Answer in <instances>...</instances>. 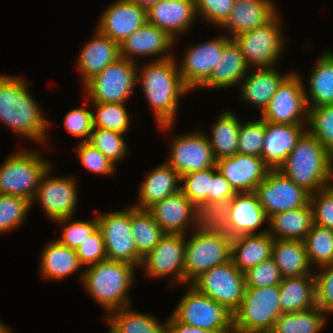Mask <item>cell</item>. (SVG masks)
Segmentation results:
<instances>
[{
  "instance_id": "cell-46",
  "label": "cell",
  "mask_w": 333,
  "mask_h": 333,
  "mask_svg": "<svg viewBox=\"0 0 333 333\" xmlns=\"http://www.w3.org/2000/svg\"><path fill=\"white\" fill-rule=\"evenodd\" d=\"M31 208L28 199L0 194V234L17 229Z\"/></svg>"
},
{
  "instance_id": "cell-11",
  "label": "cell",
  "mask_w": 333,
  "mask_h": 333,
  "mask_svg": "<svg viewBox=\"0 0 333 333\" xmlns=\"http://www.w3.org/2000/svg\"><path fill=\"white\" fill-rule=\"evenodd\" d=\"M279 13L267 24L243 32L232 39L239 46L247 65L251 68L274 67L284 48ZM281 27V28H280Z\"/></svg>"
},
{
  "instance_id": "cell-22",
  "label": "cell",
  "mask_w": 333,
  "mask_h": 333,
  "mask_svg": "<svg viewBox=\"0 0 333 333\" xmlns=\"http://www.w3.org/2000/svg\"><path fill=\"white\" fill-rule=\"evenodd\" d=\"M216 167L236 193L254 192L270 170L262 158L241 153L217 160Z\"/></svg>"
},
{
  "instance_id": "cell-18",
  "label": "cell",
  "mask_w": 333,
  "mask_h": 333,
  "mask_svg": "<svg viewBox=\"0 0 333 333\" xmlns=\"http://www.w3.org/2000/svg\"><path fill=\"white\" fill-rule=\"evenodd\" d=\"M230 40V36L226 34L188 47L183 60L177 65L182 80L190 91L194 88L200 90L209 79L215 64L222 58L224 46Z\"/></svg>"
},
{
  "instance_id": "cell-9",
  "label": "cell",
  "mask_w": 333,
  "mask_h": 333,
  "mask_svg": "<svg viewBox=\"0 0 333 333\" xmlns=\"http://www.w3.org/2000/svg\"><path fill=\"white\" fill-rule=\"evenodd\" d=\"M120 57L85 85L91 102L126 103L137 84V63Z\"/></svg>"
},
{
  "instance_id": "cell-23",
  "label": "cell",
  "mask_w": 333,
  "mask_h": 333,
  "mask_svg": "<svg viewBox=\"0 0 333 333\" xmlns=\"http://www.w3.org/2000/svg\"><path fill=\"white\" fill-rule=\"evenodd\" d=\"M176 41L166 31L146 22L120 43V56L133 62L134 56L143 55L158 56L156 60L167 59L173 57L169 51Z\"/></svg>"
},
{
  "instance_id": "cell-40",
  "label": "cell",
  "mask_w": 333,
  "mask_h": 333,
  "mask_svg": "<svg viewBox=\"0 0 333 333\" xmlns=\"http://www.w3.org/2000/svg\"><path fill=\"white\" fill-rule=\"evenodd\" d=\"M327 315L317 306L294 313L281 314L275 322L278 333H320Z\"/></svg>"
},
{
  "instance_id": "cell-60",
  "label": "cell",
  "mask_w": 333,
  "mask_h": 333,
  "mask_svg": "<svg viewBox=\"0 0 333 333\" xmlns=\"http://www.w3.org/2000/svg\"><path fill=\"white\" fill-rule=\"evenodd\" d=\"M107 333H118V332L110 326V330Z\"/></svg>"
},
{
  "instance_id": "cell-16",
  "label": "cell",
  "mask_w": 333,
  "mask_h": 333,
  "mask_svg": "<svg viewBox=\"0 0 333 333\" xmlns=\"http://www.w3.org/2000/svg\"><path fill=\"white\" fill-rule=\"evenodd\" d=\"M186 235L165 234L160 242L141 261L147 277L171 276L175 285L185 283ZM177 282V283H176Z\"/></svg>"
},
{
  "instance_id": "cell-57",
  "label": "cell",
  "mask_w": 333,
  "mask_h": 333,
  "mask_svg": "<svg viewBox=\"0 0 333 333\" xmlns=\"http://www.w3.org/2000/svg\"><path fill=\"white\" fill-rule=\"evenodd\" d=\"M168 333H214L212 331L178 322L172 315L167 319Z\"/></svg>"
},
{
  "instance_id": "cell-15",
  "label": "cell",
  "mask_w": 333,
  "mask_h": 333,
  "mask_svg": "<svg viewBox=\"0 0 333 333\" xmlns=\"http://www.w3.org/2000/svg\"><path fill=\"white\" fill-rule=\"evenodd\" d=\"M267 217L294 210L310 203L311 193L278 169H270L254 191Z\"/></svg>"
},
{
  "instance_id": "cell-20",
  "label": "cell",
  "mask_w": 333,
  "mask_h": 333,
  "mask_svg": "<svg viewBox=\"0 0 333 333\" xmlns=\"http://www.w3.org/2000/svg\"><path fill=\"white\" fill-rule=\"evenodd\" d=\"M204 134L195 131L171 139L167 163L181 176L216 166L212 148Z\"/></svg>"
},
{
  "instance_id": "cell-55",
  "label": "cell",
  "mask_w": 333,
  "mask_h": 333,
  "mask_svg": "<svg viewBox=\"0 0 333 333\" xmlns=\"http://www.w3.org/2000/svg\"><path fill=\"white\" fill-rule=\"evenodd\" d=\"M76 254L83 266L97 264L106 260V251L102 234L97 228L77 249Z\"/></svg>"
},
{
  "instance_id": "cell-28",
  "label": "cell",
  "mask_w": 333,
  "mask_h": 333,
  "mask_svg": "<svg viewBox=\"0 0 333 333\" xmlns=\"http://www.w3.org/2000/svg\"><path fill=\"white\" fill-rule=\"evenodd\" d=\"M181 175L167 162L156 166L139 185V202L133 204L138 209H148L181 190ZM179 183V184H178Z\"/></svg>"
},
{
  "instance_id": "cell-4",
  "label": "cell",
  "mask_w": 333,
  "mask_h": 333,
  "mask_svg": "<svg viewBox=\"0 0 333 333\" xmlns=\"http://www.w3.org/2000/svg\"><path fill=\"white\" fill-rule=\"evenodd\" d=\"M134 269V265L106 259L87 266L79 280L87 293L109 314L130 306L127 293L134 282Z\"/></svg>"
},
{
  "instance_id": "cell-37",
  "label": "cell",
  "mask_w": 333,
  "mask_h": 333,
  "mask_svg": "<svg viewBox=\"0 0 333 333\" xmlns=\"http://www.w3.org/2000/svg\"><path fill=\"white\" fill-rule=\"evenodd\" d=\"M211 127V137L207 139L215 160L232 157L238 153L240 120L230 110L221 113Z\"/></svg>"
},
{
  "instance_id": "cell-31",
  "label": "cell",
  "mask_w": 333,
  "mask_h": 333,
  "mask_svg": "<svg viewBox=\"0 0 333 333\" xmlns=\"http://www.w3.org/2000/svg\"><path fill=\"white\" fill-rule=\"evenodd\" d=\"M274 238L268 233L232 238L231 261L243 273L272 257Z\"/></svg>"
},
{
  "instance_id": "cell-24",
  "label": "cell",
  "mask_w": 333,
  "mask_h": 333,
  "mask_svg": "<svg viewBox=\"0 0 333 333\" xmlns=\"http://www.w3.org/2000/svg\"><path fill=\"white\" fill-rule=\"evenodd\" d=\"M146 15L147 23L166 31L177 40L178 35L191 29L197 18L195 0H161L150 6Z\"/></svg>"
},
{
  "instance_id": "cell-45",
  "label": "cell",
  "mask_w": 333,
  "mask_h": 333,
  "mask_svg": "<svg viewBox=\"0 0 333 333\" xmlns=\"http://www.w3.org/2000/svg\"><path fill=\"white\" fill-rule=\"evenodd\" d=\"M307 131L333 155V104L308 110Z\"/></svg>"
},
{
  "instance_id": "cell-14",
  "label": "cell",
  "mask_w": 333,
  "mask_h": 333,
  "mask_svg": "<svg viewBox=\"0 0 333 333\" xmlns=\"http://www.w3.org/2000/svg\"><path fill=\"white\" fill-rule=\"evenodd\" d=\"M191 285L231 313L240 306L246 288L244 273L231 260L202 273Z\"/></svg>"
},
{
  "instance_id": "cell-32",
  "label": "cell",
  "mask_w": 333,
  "mask_h": 333,
  "mask_svg": "<svg viewBox=\"0 0 333 333\" xmlns=\"http://www.w3.org/2000/svg\"><path fill=\"white\" fill-rule=\"evenodd\" d=\"M268 233L274 239L304 241L314 225L313 210L306 206L282 211L269 217Z\"/></svg>"
},
{
  "instance_id": "cell-42",
  "label": "cell",
  "mask_w": 333,
  "mask_h": 333,
  "mask_svg": "<svg viewBox=\"0 0 333 333\" xmlns=\"http://www.w3.org/2000/svg\"><path fill=\"white\" fill-rule=\"evenodd\" d=\"M304 243L312 266L322 267L333 262V230L314 224Z\"/></svg>"
},
{
  "instance_id": "cell-1",
  "label": "cell",
  "mask_w": 333,
  "mask_h": 333,
  "mask_svg": "<svg viewBox=\"0 0 333 333\" xmlns=\"http://www.w3.org/2000/svg\"><path fill=\"white\" fill-rule=\"evenodd\" d=\"M137 74L144 97L154 112L155 121L163 131L173 127L180 97L190 90L184 84L175 56L151 60Z\"/></svg>"
},
{
  "instance_id": "cell-53",
  "label": "cell",
  "mask_w": 333,
  "mask_h": 333,
  "mask_svg": "<svg viewBox=\"0 0 333 333\" xmlns=\"http://www.w3.org/2000/svg\"><path fill=\"white\" fill-rule=\"evenodd\" d=\"M85 108L86 106L71 109L64 117V128L66 131L71 136L82 137L81 142H87L94 129L93 112Z\"/></svg>"
},
{
  "instance_id": "cell-48",
  "label": "cell",
  "mask_w": 333,
  "mask_h": 333,
  "mask_svg": "<svg viewBox=\"0 0 333 333\" xmlns=\"http://www.w3.org/2000/svg\"><path fill=\"white\" fill-rule=\"evenodd\" d=\"M265 134V120L247 121L240 124L238 153L261 158Z\"/></svg>"
},
{
  "instance_id": "cell-39",
  "label": "cell",
  "mask_w": 333,
  "mask_h": 333,
  "mask_svg": "<svg viewBox=\"0 0 333 333\" xmlns=\"http://www.w3.org/2000/svg\"><path fill=\"white\" fill-rule=\"evenodd\" d=\"M131 228L137 253L143 258L165 235L147 209H138L131 205Z\"/></svg>"
},
{
  "instance_id": "cell-41",
  "label": "cell",
  "mask_w": 333,
  "mask_h": 333,
  "mask_svg": "<svg viewBox=\"0 0 333 333\" xmlns=\"http://www.w3.org/2000/svg\"><path fill=\"white\" fill-rule=\"evenodd\" d=\"M212 167L181 176V191L206 217L211 218Z\"/></svg>"
},
{
  "instance_id": "cell-25",
  "label": "cell",
  "mask_w": 333,
  "mask_h": 333,
  "mask_svg": "<svg viewBox=\"0 0 333 333\" xmlns=\"http://www.w3.org/2000/svg\"><path fill=\"white\" fill-rule=\"evenodd\" d=\"M278 14L271 0H234L231 13L221 28L229 31L231 39L270 22Z\"/></svg>"
},
{
  "instance_id": "cell-44",
  "label": "cell",
  "mask_w": 333,
  "mask_h": 333,
  "mask_svg": "<svg viewBox=\"0 0 333 333\" xmlns=\"http://www.w3.org/2000/svg\"><path fill=\"white\" fill-rule=\"evenodd\" d=\"M124 139L123 133L94 127L87 142L115 164L128 154Z\"/></svg>"
},
{
  "instance_id": "cell-3",
  "label": "cell",
  "mask_w": 333,
  "mask_h": 333,
  "mask_svg": "<svg viewBox=\"0 0 333 333\" xmlns=\"http://www.w3.org/2000/svg\"><path fill=\"white\" fill-rule=\"evenodd\" d=\"M278 170L312 194L331 185L333 155L306 131Z\"/></svg>"
},
{
  "instance_id": "cell-35",
  "label": "cell",
  "mask_w": 333,
  "mask_h": 333,
  "mask_svg": "<svg viewBox=\"0 0 333 333\" xmlns=\"http://www.w3.org/2000/svg\"><path fill=\"white\" fill-rule=\"evenodd\" d=\"M40 258L39 270L45 279H64L83 267L76 250L61 245L57 240L45 245Z\"/></svg>"
},
{
  "instance_id": "cell-54",
  "label": "cell",
  "mask_w": 333,
  "mask_h": 333,
  "mask_svg": "<svg viewBox=\"0 0 333 333\" xmlns=\"http://www.w3.org/2000/svg\"><path fill=\"white\" fill-rule=\"evenodd\" d=\"M234 0H195L196 15L221 26L233 8Z\"/></svg>"
},
{
  "instance_id": "cell-7",
  "label": "cell",
  "mask_w": 333,
  "mask_h": 333,
  "mask_svg": "<svg viewBox=\"0 0 333 333\" xmlns=\"http://www.w3.org/2000/svg\"><path fill=\"white\" fill-rule=\"evenodd\" d=\"M40 153L19 150L0 165V194L32 201L43 174L52 165Z\"/></svg>"
},
{
  "instance_id": "cell-17",
  "label": "cell",
  "mask_w": 333,
  "mask_h": 333,
  "mask_svg": "<svg viewBox=\"0 0 333 333\" xmlns=\"http://www.w3.org/2000/svg\"><path fill=\"white\" fill-rule=\"evenodd\" d=\"M52 167L43 174L35 195L31 201H38L48 218L56 221L72 217L78 201L76 180L72 177H51Z\"/></svg>"
},
{
  "instance_id": "cell-59",
  "label": "cell",
  "mask_w": 333,
  "mask_h": 333,
  "mask_svg": "<svg viewBox=\"0 0 333 333\" xmlns=\"http://www.w3.org/2000/svg\"><path fill=\"white\" fill-rule=\"evenodd\" d=\"M0 333H12L11 329L8 328L4 323L1 322L0 320Z\"/></svg>"
},
{
  "instance_id": "cell-33",
  "label": "cell",
  "mask_w": 333,
  "mask_h": 333,
  "mask_svg": "<svg viewBox=\"0 0 333 333\" xmlns=\"http://www.w3.org/2000/svg\"><path fill=\"white\" fill-rule=\"evenodd\" d=\"M279 303L282 314L317 306L314 275L283 278L279 284Z\"/></svg>"
},
{
  "instance_id": "cell-61",
  "label": "cell",
  "mask_w": 333,
  "mask_h": 333,
  "mask_svg": "<svg viewBox=\"0 0 333 333\" xmlns=\"http://www.w3.org/2000/svg\"><path fill=\"white\" fill-rule=\"evenodd\" d=\"M265 333H278V332H276L274 329H271L270 331H267Z\"/></svg>"
},
{
  "instance_id": "cell-6",
  "label": "cell",
  "mask_w": 333,
  "mask_h": 333,
  "mask_svg": "<svg viewBox=\"0 0 333 333\" xmlns=\"http://www.w3.org/2000/svg\"><path fill=\"white\" fill-rule=\"evenodd\" d=\"M281 314L279 285L246 287L240 306L233 312V331L265 333L274 328Z\"/></svg>"
},
{
  "instance_id": "cell-19",
  "label": "cell",
  "mask_w": 333,
  "mask_h": 333,
  "mask_svg": "<svg viewBox=\"0 0 333 333\" xmlns=\"http://www.w3.org/2000/svg\"><path fill=\"white\" fill-rule=\"evenodd\" d=\"M147 210L165 234L188 235L189 226L193 231L206 219L181 190L154 203Z\"/></svg>"
},
{
  "instance_id": "cell-34",
  "label": "cell",
  "mask_w": 333,
  "mask_h": 333,
  "mask_svg": "<svg viewBox=\"0 0 333 333\" xmlns=\"http://www.w3.org/2000/svg\"><path fill=\"white\" fill-rule=\"evenodd\" d=\"M272 258L283 278L314 275L304 241L274 239Z\"/></svg>"
},
{
  "instance_id": "cell-29",
  "label": "cell",
  "mask_w": 333,
  "mask_h": 333,
  "mask_svg": "<svg viewBox=\"0 0 333 333\" xmlns=\"http://www.w3.org/2000/svg\"><path fill=\"white\" fill-rule=\"evenodd\" d=\"M249 70L251 69L247 65L239 46L231 39L224 46L222 58L215 64L209 79L200 88H232L235 84L241 83Z\"/></svg>"
},
{
  "instance_id": "cell-10",
  "label": "cell",
  "mask_w": 333,
  "mask_h": 333,
  "mask_svg": "<svg viewBox=\"0 0 333 333\" xmlns=\"http://www.w3.org/2000/svg\"><path fill=\"white\" fill-rule=\"evenodd\" d=\"M211 219L232 238L268 232H258L269 218L255 192L236 193Z\"/></svg>"
},
{
  "instance_id": "cell-56",
  "label": "cell",
  "mask_w": 333,
  "mask_h": 333,
  "mask_svg": "<svg viewBox=\"0 0 333 333\" xmlns=\"http://www.w3.org/2000/svg\"><path fill=\"white\" fill-rule=\"evenodd\" d=\"M236 192L216 166L212 167L211 179V217L226 205Z\"/></svg>"
},
{
  "instance_id": "cell-21",
  "label": "cell",
  "mask_w": 333,
  "mask_h": 333,
  "mask_svg": "<svg viewBox=\"0 0 333 333\" xmlns=\"http://www.w3.org/2000/svg\"><path fill=\"white\" fill-rule=\"evenodd\" d=\"M108 6L97 29L119 44L147 22L146 9L129 0H116Z\"/></svg>"
},
{
  "instance_id": "cell-13",
  "label": "cell",
  "mask_w": 333,
  "mask_h": 333,
  "mask_svg": "<svg viewBox=\"0 0 333 333\" xmlns=\"http://www.w3.org/2000/svg\"><path fill=\"white\" fill-rule=\"evenodd\" d=\"M98 228L104 240L108 260L140 266L142 257L137 253L131 228V206L129 208L98 214Z\"/></svg>"
},
{
  "instance_id": "cell-2",
  "label": "cell",
  "mask_w": 333,
  "mask_h": 333,
  "mask_svg": "<svg viewBox=\"0 0 333 333\" xmlns=\"http://www.w3.org/2000/svg\"><path fill=\"white\" fill-rule=\"evenodd\" d=\"M28 85L25 79L0 74V122L21 138L44 143L50 122L30 95Z\"/></svg>"
},
{
  "instance_id": "cell-47",
  "label": "cell",
  "mask_w": 333,
  "mask_h": 333,
  "mask_svg": "<svg viewBox=\"0 0 333 333\" xmlns=\"http://www.w3.org/2000/svg\"><path fill=\"white\" fill-rule=\"evenodd\" d=\"M73 217L61 218L54 222L61 224H68L62 229L63 232L60 234V238L56 240L64 246H67L71 249H77L97 228H98V219L97 216L93 219L75 220L71 223ZM70 221V222H69Z\"/></svg>"
},
{
  "instance_id": "cell-12",
  "label": "cell",
  "mask_w": 333,
  "mask_h": 333,
  "mask_svg": "<svg viewBox=\"0 0 333 333\" xmlns=\"http://www.w3.org/2000/svg\"><path fill=\"white\" fill-rule=\"evenodd\" d=\"M305 86L300 75L290 71L263 110L261 118L278 124H306L309 109Z\"/></svg>"
},
{
  "instance_id": "cell-38",
  "label": "cell",
  "mask_w": 333,
  "mask_h": 333,
  "mask_svg": "<svg viewBox=\"0 0 333 333\" xmlns=\"http://www.w3.org/2000/svg\"><path fill=\"white\" fill-rule=\"evenodd\" d=\"M106 320L118 333H168V324L155 316L123 307L106 315Z\"/></svg>"
},
{
  "instance_id": "cell-5",
  "label": "cell",
  "mask_w": 333,
  "mask_h": 333,
  "mask_svg": "<svg viewBox=\"0 0 333 333\" xmlns=\"http://www.w3.org/2000/svg\"><path fill=\"white\" fill-rule=\"evenodd\" d=\"M232 237L206 218L185 242V284L231 260Z\"/></svg>"
},
{
  "instance_id": "cell-8",
  "label": "cell",
  "mask_w": 333,
  "mask_h": 333,
  "mask_svg": "<svg viewBox=\"0 0 333 333\" xmlns=\"http://www.w3.org/2000/svg\"><path fill=\"white\" fill-rule=\"evenodd\" d=\"M171 314L178 322L214 333L233 332V313L191 284Z\"/></svg>"
},
{
  "instance_id": "cell-36",
  "label": "cell",
  "mask_w": 333,
  "mask_h": 333,
  "mask_svg": "<svg viewBox=\"0 0 333 333\" xmlns=\"http://www.w3.org/2000/svg\"><path fill=\"white\" fill-rule=\"evenodd\" d=\"M309 77V90L305 89L308 109L332 105L333 55L329 51L322 53Z\"/></svg>"
},
{
  "instance_id": "cell-30",
  "label": "cell",
  "mask_w": 333,
  "mask_h": 333,
  "mask_svg": "<svg viewBox=\"0 0 333 333\" xmlns=\"http://www.w3.org/2000/svg\"><path fill=\"white\" fill-rule=\"evenodd\" d=\"M253 71L242 79L240 93L243 100L260 108L262 113L281 82L290 73L281 75L275 67L255 68Z\"/></svg>"
},
{
  "instance_id": "cell-50",
  "label": "cell",
  "mask_w": 333,
  "mask_h": 333,
  "mask_svg": "<svg viewBox=\"0 0 333 333\" xmlns=\"http://www.w3.org/2000/svg\"><path fill=\"white\" fill-rule=\"evenodd\" d=\"M246 287H266L279 285L282 275L271 257L244 272Z\"/></svg>"
},
{
  "instance_id": "cell-26",
  "label": "cell",
  "mask_w": 333,
  "mask_h": 333,
  "mask_svg": "<svg viewBox=\"0 0 333 333\" xmlns=\"http://www.w3.org/2000/svg\"><path fill=\"white\" fill-rule=\"evenodd\" d=\"M305 124H278L265 121L261 158L270 169H278L307 131Z\"/></svg>"
},
{
  "instance_id": "cell-49",
  "label": "cell",
  "mask_w": 333,
  "mask_h": 333,
  "mask_svg": "<svg viewBox=\"0 0 333 333\" xmlns=\"http://www.w3.org/2000/svg\"><path fill=\"white\" fill-rule=\"evenodd\" d=\"M314 224L333 230V185L311 194Z\"/></svg>"
},
{
  "instance_id": "cell-52",
  "label": "cell",
  "mask_w": 333,
  "mask_h": 333,
  "mask_svg": "<svg viewBox=\"0 0 333 333\" xmlns=\"http://www.w3.org/2000/svg\"><path fill=\"white\" fill-rule=\"evenodd\" d=\"M314 273L316 304L326 315L333 313V262Z\"/></svg>"
},
{
  "instance_id": "cell-58",
  "label": "cell",
  "mask_w": 333,
  "mask_h": 333,
  "mask_svg": "<svg viewBox=\"0 0 333 333\" xmlns=\"http://www.w3.org/2000/svg\"><path fill=\"white\" fill-rule=\"evenodd\" d=\"M129 1L147 10L150 6L154 5L155 3H158L161 0H129Z\"/></svg>"
},
{
  "instance_id": "cell-27",
  "label": "cell",
  "mask_w": 333,
  "mask_h": 333,
  "mask_svg": "<svg viewBox=\"0 0 333 333\" xmlns=\"http://www.w3.org/2000/svg\"><path fill=\"white\" fill-rule=\"evenodd\" d=\"M95 32L94 38L84 45L77 60L83 86L121 57L119 43L106 37L98 29Z\"/></svg>"
},
{
  "instance_id": "cell-51",
  "label": "cell",
  "mask_w": 333,
  "mask_h": 333,
  "mask_svg": "<svg viewBox=\"0 0 333 333\" xmlns=\"http://www.w3.org/2000/svg\"><path fill=\"white\" fill-rule=\"evenodd\" d=\"M76 154L80 163L89 171L102 175H111L116 170V164L110 161L98 149L88 142H81L77 146Z\"/></svg>"
},
{
  "instance_id": "cell-43",
  "label": "cell",
  "mask_w": 333,
  "mask_h": 333,
  "mask_svg": "<svg viewBox=\"0 0 333 333\" xmlns=\"http://www.w3.org/2000/svg\"><path fill=\"white\" fill-rule=\"evenodd\" d=\"M96 109L93 112V126L126 134L130 127V117L125 103L91 102Z\"/></svg>"
}]
</instances>
